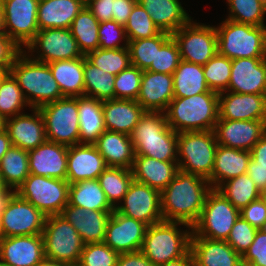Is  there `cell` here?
<instances>
[{"mask_svg":"<svg viewBox=\"0 0 266 266\" xmlns=\"http://www.w3.org/2000/svg\"><path fill=\"white\" fill-rule=\"evenodd\" d=\"M68 205L81 207L85 210L114 211L97 179L70 184Z\"/></svg>","mask_w":266,"mask_h":266,"instance_id":"d590c367","label":"cell"},{"mask_svg":"<svg viewBox=\"0 0 266 266\" xmlns=\"http://www.w3.org/2000/svg\"><path fill=\"white\" fill-rule=\"evenodd\" d=\"M259 198L266 204V185L259 190Z\"/></svg>","mask_w":266,"mask_h":266,"instance_id":"2644e50d","label":"cell"},{"mask_svg":"<svg viewBox=\"0 0 266 266\" xmlns=\"http://www.w3.org/2000/svg\"><path fill=\"white\" fill-rule=\"evenodd\" d=\"M231 66L232 60L218 53L203 65L205 81L211 91L218 94L227 91Z\"/></svg>","mask_w":266,"mask_h":266,"instance_id":"bcb514c9","label":"cell"},{"mask_svg":"<svg viewBox=\"0 0 266 266\" xmlns=\"http://www.w3.org/2000/svg\"><path fill=\"white\" fill-rule=\"evenodd\" d=\"M211 189L207 179L179 170L160 192L163 221L183 222L192 227L198 221Z\"/></svg>","mask_w":266,"mask_h":266,"instance_id":"6da1fadb","label":"cell"},{"mask_svg":"<svg viewBox=\"0 0 266 266\" xmlns=\"http://www.w3.org/2000/svg\"><path fill=\"white\" fill-rule=\"evenodd\" d=\"M0 1L4 12L5 34L20 48L21 44L28 46L39 31L37 22L39 0Z\"/></svg>","mask_w":266,"mask_h":266,"instance_id":"5bb4252c","label":"cell"},{"mask_svg":"<svg viewBox=\"0 0 266 266\" xmlns=\"http://www.w3.org/2000/svg\"><path fill=\"white\" fill-rule=\"evenodd\" d=\"M107 167L94 144L81 143L68 146L66 180L69 184L97 179Z\"/></svg>","mask_w":266,"mask_h":266,"instance_id":"603a6c76","label":"cell"},{"mask_svg":"<svg viewBox=\"0 0 266 266\" xmlns=\"http://www.w3.org/2000/svg\"><path fill=\"white\" fill-rule=\"evenodd\" d=\"M63 97L84 96V56L48 63Z\"/></svg>","mask_w":266,"mask_h":266,"instance_id":"836d02e7","label":"cell"},{"mask_svg":"<svg viewBox=\"0 0 266 266\" xmlns=\"http://www.w3.org/2000/svg\"><path fill=\"white\" fill-rule=\"evenodd\" d=\"M84 96L99 101L115 98V75L107 73L92 64L84 55Z\"/></svg>","mask_w":266,"mask_h":266,"instance_id":"f35d334b","label":"cell"},{"mask_svg":"<svg viewBox=\"0 0 266 266\" xmlns=\"http://www.w3.org/2000/svg\"><path fill=\"white\" fill-rule=\"evenodd\" d=\"M247 174L259 190L266 185V168L258 166L252 159L249 161Z\"/></svg>","mask_w":266,"mask_h":266,"instance_id":"6125c7cd","label":"cell"},{"mask_svg":"<svg viewBox=\"0 0 266 266\" xmlns=\"http://www.w3.org/2000/svg\"><path fill=\"white\" fill-rule=\"evenodd\" d=\"M215 29L218 54L231 60L266 58V26H253L226 19Z\"/></svg>","mask_w":266,"mask_h":266,"instance_id":"5b68a950","label":"cell"},{"mask_svg":"<svg viewBox=\"0 0 266 266\" xmlns=\"http://www.w3.org/2000/svg\"><path fill=\"white\" fill-rule=\"evenodd\" d=\"M26 47L30 52H34V48L38 47V50L40 48L42 53L34 60L47 64L54 61L76 59L84 56L69 28L39 30L34 39Z\"/></svg>","mask_w":266,"mask_h":266,"instance_id":"2e32d148","label":"cell"},{"mask_svg":"<svg viewBox=\"0 0 266 266\" xmlns=\"http://www.w3.org/2000/svg\"><path fill=\"white\" fill-rule=\"evenodd\" d=\"M12 188L7 187L2 193H0V216L2 212L7 207L8 202L11 197L16 193V191L10 190Z\"/></svg>","mask_w":266,"mask_h":266,"instance_id":"003e7915","label":"cell"},{"mask_svg":"<svg viewBox=\"0 0 266 266\" xmlns=\"http://www.w3.org/2000/svg\"><path fill=\"white\" fill-rule=\"evenodd\" d=\"M251 159L257 163L258 166L266 168V133L250 150Z\"/></svg>","mask_w":266,"mask_h":266,"instance_id":"be15d7a7","label":"cell"},{"mask_svg":"<svg viewBox=\"0 0 266 266\" xmlns=\"http://www.w3.org/2000/svg\"><path fill=\"white\" fill-rule=\"evenodd\" d=\"M60 215L77 230L83 242L87 244L104 242L106 227L112 212L85 210L67 204Z\"/></svg>","mask_w":266,"mask_h":266,"instance_id":"484cf974","label":"cell"},{"mask_svg":"<svg viewBox=\"0 0 266 266\" xmlns=\"http://www.w3.org/2000/svg\"><path fill=\"white\" fill-rule=\"evenodd\" d=\"M243 266H266V234L260 229L254 241L242 256Z\"/></svg>","mask_w":266,"mask_h":266,"instance_id":"11a10c76","label":"cell"},{"mask_svg":"<svg viewBox=\"0 0 266 266\" xmlns=\"http://www.w3.org/2000/svg\"><path fill=\"white\" fill-rule=\"evenodd\" d=\"M99 21L85 6L74 18L70 31L83 55L99 49Z\"/></svg>","mask_w":266,"mask_h":266,"instance_id":"74e56055","label":"cell"},{"mask_svg":"<svg viewBox=\"0 0 266 266\" xmlns=\"http://www.w3.org/2000/svg\"><path fill=\"white\" fill-rule=\"evenodd\" d=\"M116 266H157L153 264L147 257L141 252H128L121 253L117 259Z\"/></svg>","mask_w":266,"mask_h":266,"instance_id":"94428289","label":"cell"},{"mask_svg":"<svg viewBox=\"0 0 266 266\" xmlns=\"http://www.w3.org/2000/svg\"><path fill=\"white\" fill-rule=\"evenodd\" d=\"M266 95V58L232 60L231 76L225 92Z\"/></svg>","mask_w":266,"mask_h":266,"instance_id":"ffe728a7","label":"cell"},{"mask_svg":"<svg viewBox=\"0 0 266 266\" xmlns=\"http://www.w3.org/2000/svg\"><path fill=\"white\" fill-rule=\"evenodd\" d=\"M171 36L183 61L205 65L218 53L217 32L210 25L195 24L190 20Z\"/></svg>","mask_w":266,"mask_h":266,"instance_id":"7c38bea8","label":"cell"},{"mask_svg":"<svg viewBox=\"0 0 266 266\" xmlns=\"http://www.w3.org/2000/svg\"><path fill=\"white\" fill-rule=\"evenodd\" d=\"M2 238V226H1V216H0V239Z\"/></svg>","mask_w":266,"mask_h":266,"instance_id":"2a66077c","label":"cell"},{"mask_svg":"<svg viewBox=\"0 0 266 266\" xmlns=\"http://www.w3.org/2000/svg\"><path fill=\"white\" fill-rule=\"evenodd\" d=\"M104 126L107 131L130 135L145 110L136 100L111 99L102 101Z\"/></svg>","mask_w":266,"mask_h":266,"instance_id":"83f0119b","label":"cell"},{"mask_svg":"<svg viewBox=\"0 0 266 266\" xmlns=\"http://www.w3.org/2000/svg\"><path fill=\"white\" fill-rule=\"evenodd\" d=\"M45 122L47 141L80 144L78 97H63L38 108Z\"/></svg>","mask_w":266,"mask_h":266,"instance_id":"9c48e42d","label":"cell"},{"mask_svg":"<svg viewBox=\"0 0 266 266\" xmlns=\"http://www.w3.org/2000/svg\"><path fill=\"white\" fill-rule=\"evenodd\" d=\"M133 180L162 191L179 171L177 161H159L152 157L135 156Z\"/></svg>","mask_w":266,"mask_h":266,"instance_id":"f1b7e54d","label":"cell"},{"mask_svg":"<svg viewBox=\"0 0 266 266\" xmlns=\"http://www.w3.org/2000/svg\"><path fill=\"white\" fill-rule=\"evenodd\" d=\"M68 146L46 141L28 151L31 174L66 180Z\"/></svg>","mask_w":266,"mask_h":266,"instance_id":"44dd1931","label":"cell"},{"mask_svg":"<svg viewBox=\"0 0 266 266\" xmlns=\"http://www.w3.org/2000/svg\"><path fill=\"white\" fill-rule=\"evenodd\" d=\"M122 200L124 205L116 206L115 211L147 226L163 221L157 189L133 180Z\"/></svg>","mask_w":266,"mask_h":266,"instance_id":"9a60e30c","label":"cell"},{"mask_svg":"<svg viewBox=\"0 0 266 266\" xmlns=\"http://www.w3.org/2000/svg\"><path fill=\"white\" fill-rule=\"evenodd\" d=\"M260 230L266 234V222L264 223V225L262 226Z\"/></svg>","mask_w":266,"mask_h":266,"instance_id":"11e5206c","label":"cell"},{"mask_svg":"<svg viewBox=\"0 0 266 266\" xmlns=\"http://www.w3.org/2000/svg\"><path fill=\"white\" fill-rule=\"evenodd\" d=\"M69 266H82L79 263H75V264H70Z\"/></svg>","mask_w":266,"mask_h":266,"instance_id":"b9fcfbb0","label":"cell"},{"mask_svg":"<svg viewBox=\"0 0 266 266\" xmlns=\"http://www.w3.org/2000/svg\"><path fill=\"white\" fill-rule=\"evenodd\" d=\"M147 227L114 210L106 227L104 243L119 254L140 251Z\"/></svg>","mask_w":266,"mask_h":266,"instance_id":"ac0fdd59","label":"cell"},{"mask_svg":"<svg viewBox=\"0 0 266 266\" xmlns=\"http://www.w3.org/2000/svg\"><path fill=\"white\" fill-rule=\"evenodd\" d=\"M239 216L240 211L222 193L212 188L206 196L198 221L192 226L191 237L227 240Z\"/></svg>","mask_w":266,"mask_h":266,"instance_id":"ba28073f","label":"cell"},{"mask_svg":"<svg viewBox=\"0 0 266 266\" xmlns=\"http://www.w3.org/2000/svg\"><path fill=\"white\" fill-rule=\"evenodd\" d=\"M29 105L17 81L9 73L0 85V115L6 120Z\"/></svg>","mask_w":266,"mask_h":266,"instance_id":"f6af8a7d","label":"cell"},{"mask_svg":"<svg viewBox=\"0 0 266 266\" xmlns=\"http://www.w3.org/2000/svg\"><path fill=\"white\" fill-rule=\"evenodd\" d=\"M135 156H147L159 161H178V133L167 124L164 112L145 113L130 134Z\"/></svg>","mask_w":266,"mask_h":266,"instance_id":"7a4b0ae2","label":"cell"},{"mask_svg":"<svg viewBox=\"0 0 266 266\" xmlns=\"http://www.w3.org/2000/svg\"><path fill=\"white\" fill-rule=\"evenodd\" d=\"M86 6L99 22L112 20L114 1L112 0H86Z\"/></svg>","mask_w":266,"mask_h":266,"instance_id":"680465c9","label":"cell"},{"mask_svg":"<svg viewBox=\"0 0 266 266\" xmlns=\"http://www.w3.org/2000/svg\"><path fill=\"white\" fill-rule=\"evenodd\" d=\"M34 114H18L5 120V130L12 146L31 150L47 141L45 122L38 108Z\"/></svg>","mask_w":266,"mask_h":266,"instance_id":"7402d4cb","label":"cell"},{"mask_svg":"<svg viewBox=\"0 0 266 266\" xmlns=\"http://www.w3.org/2000/svg\"><path fill=\"white\" fill-rule=\"evenodd\" d=\"M86 0H39L37 22L39 30L70 28Z\"/></svg>","mask_w":266,"mask_h":266,"instance_id":"1f68e13d","label":"cell"},{"mask_svg":"<svg viewBox=\"0 0 266 266\" xmlns=\"http://www.w3.org/2000/svg\"><path fill=\"white\" fill-rule=\"evenodd\" d=\"M124 27L128 41L151 38L161 32L138 2L132 8L128 22Z\"/></svg>","mask_w":266,"mask_h":266,"instance_id":"c3c4849f","label":"cell"},{"mask_svg":"<svg viewBox=\"0 0 266 266\" xmlns=\"http://www.w3.org/2000/svg\"><path fill=\"white\" fill-rule=\"evenodd\" d=\"M158 266H194L193 255L191 250H189L183 257L162 263Z\"/></svg>","mask_w":266,"mask_h":266,"instance_id":"e7e4bbea","label":"cell"},{"mask_svg":"<svg viewBox=\"0 0 266 266\" xmlns=\"http://www.w3.org/2000/svg\"><path fill=\"white\" fill-rule=\"evenodd\" d=\"M213 131L218 145L250 151L266 133V120L218 119Z\"/></svg>","mask_w":266,"mask_h":266,"instance_id":"e0dca14e","label":"cell"},{"mask_svg":"<svg viewBox=\"0 0 266 266\" xmlns=\"http://www.w3.org/2000/svg\"><path fill=\"white\" fill-rule=\"evenodd\" d=\"M29 174L28 151L11 146L0 161V175L4 184L16 191Z\"/></svg>","mask_w":266,"mask_h":266,"instance_id":"ab89813d","label":"cell"},{"mask_svg":"<svg viewBox=\"0 0 266 266\" xmlns=\"http://www.w3.org/2000/svg\"><path fill=\"white\" fill-rule=\"evenodd\" d=\"M194 266H243L242 256L226 240L191 237Z\"/></svg>","mask_w":266,"mask_h":266,"instance_id":"4316f807","label":"cell"},{"mask_svg":"<svg viewBox=\"0 0 266 266\" xmlns=\"http://www.w3.org/2000/svg\"><path fill=\"white\" fill-rule=\"evenodd\" d=\"M12 146L11 140L8 136V133L5 129L0 132V161L2 157L7 153V151Z\"/></svg>","mask_w":266,"mask_h":266,"instance_id":"03108f58","label":"cell"},{"mask_svg":"<svg viewBox=\"0 0 266 266\" xmlns=\"http://www.w3.org/2000/svg\"><path fill=\"white\" fill-rule=\"evenodd\" d=\"M119 253L104 242L87 243L81 252L79 264L82 266H116Z\"/></svg>","mask_w":266,"mask_h":266,"instance_id":"f907efd6","label":"cell"},{"mask_svg":"<svg viewBox=\"0 0 266 266\" xmlns=\"http://www.w3.org/2000/svg\"><path fill=\"white\" fill-rule=\"evenodd\" d=\"M218 109L219 119L266 120V95L221 92Z\"/></svg>","mask_w":266,"mask_h":266,"instance_id":"d4e9b609","label":"cell"},{"mask_svg":"<svg viewBox=\"0 0 266 266\" xmlns=\"http://www.w3.org/2000/svg\"><path fill=\"white\" fill-rule=\"evenodd\" d=\"M230 14L228 20L253 26H266V6L259 0H227Z\"/></svg>","mask_w":266,"mask_h":266,"instance_id":"7dc6e473","label":"cell"},{"mask_svg":"<svg viewBox=\"0 0 266 266\" xmlns=\"http://www.w3.org/2000/svg\"><path fill=\"white\" fill-rule=\"evenodd\" d=\"M99 48L101 49H120L121 39H128L125 32V27L118 24L114 20L104 21L99 23Z\"/></svg>","mask_w":266,"mask_h":266,"instance_id":"db71d44e","label":"cell"},{"mask_svg":"<svg viewBox=\"0 0 266 266\" xmlns=\"http://www.w3.org/2000/svg\"><path fill=\"white\" fill-rule=\"evenodd\" d=\"M69 186L67 180L30 173L16 193L48 217L62 213L68 204Z\"/></svg>","mask_w":266,"mask_h":266,"instance_id":"30bf717a","label":"cell"},{"mask_svg":"<svg viewBox=\"0 0 266 266\" xmlns=\"http://www.w3.org/2000/svg\"><path fill=\"white\" fill-rule=\"evenodd\" d=\"M219 94L200 93L191 97H174L165 111L167 124L175 132L214 130L219 119Z\"/></svg>","mask_w":266,"mask_h":266,"instance_id":"3957f363","label":"cell"},{"mask_svg":"<svg viewBox=\"0 0 266 266\" xmlns=\"http://www.w3.org/2000/svg\"><path fill=\"white\" fill-rule=\"evenodd\" d=\"M45 258L42 234L0 239L2 266H38Z\"/></svg>","mask_w":266,"mask_h":266,"instance_id":"d6986e66","label":"cell"},{"mask_svg":"<svg viewBox=\"0 0 266 266\" xmlns=\"http://www.w3.org/2000/svg\"><path fill=\"white\" fill-rule=\"evenodd\" d=\"M45 257L66 264L79 263L85 243L60 214L48 216L43 229Z\"/></svg>","mask_w":266,"mask_h":266,"instance_id":"8fae6325","label":"cell"},{"mask_svg":"<svg viewBox=\"0 0 266 266\" xmlns=\"http://www.w3.org/2000/svg\"><path fill=\"white\" fill-rule=\"evenodd\" d=\"M21 51L15 58L9 73L17 81L31 108L63 98L59 85L45 62L30 59ZM26 54V55H25ZM27 93H25V92Z\"/></svg>","mask_w":266,"mask_h":266,"instance_id":"277c9868","label":"cell"},{"mask_svg":"<svg viewBox=\"0 0 266 266\" xmlns=\"http://www.w3.org/2000/svg\"><path fill=\"white\" fill-rule=\"evenodd\" d=\"M160 31L172 34L190 20L179 0H137Z\"/></svg>","mask_w":266,"mask_h":266,"instance_id":"d6a6232c","label":"cell"},{"mask_svg":"<svg viewBox=\"0 0 266 266\" xmlns=\"http://www.w3.org/2000/svg\"><path fill=\"white\" fill-rule=\"evenodd\" d=\"M110 205L115 209L117 201L123 199L133 181L131 169L107 167L97 178ZM116 201V202H115Z\"/></svg>","mask_w":266,"mask_h":266,"instance_id":"b9f144b4","label":"cell"},{"mask_svg":"<svg viewBox=\"0 0 266 266\" xmlns=\"http://www.w3.org/2000/svg\"><path fill=\"white\" fill-rule=\"evenodd\" d=\"M259 1L266 6V0H259Z\"/></svg>","mask_w":266,"mask_h":266,"instance_id":"09005b40","label":"cell"},{"mask_svg":"<svg viewBox=\"0 0 266 266\" xmlns=\"http://www.w3.org/2000/svg\"><path fill=\"white\" fill-rule=\"evenodd\" d=\"M250 159V151L218 145L212 174L208 179L211 188L217 189L225 181L247 173Z\"/></svg>","mask_w":266,"mask_h":266,"instance_id":"4dcf8cb0","label":"cell"},{"mask_svg":"<svg viewBox=\"0 0 266 266\" xmlns=\"http://www.w3.org/2000/svg\"><path fill=\"white\" fill-rule=\"evenodd\" d=\"M218 147L213 130L180 132L177 140L179 170L209 179Z\"/></svg>","mask_w":266,"mask_h":266,"instance_id":"52a82bcc","label":"cell"},{"mask_svg":"<svg viewBox=\"0 0 266 266\" xmlns=\"http://www.w3.org/2000/svg\"><path fill=\"white\" fill-rule=\"evenodd\" d=\"M86 58L103 71L117 75L131 65L128 43L120 49H97L89 52Z\"/></svg>","mask_w":266,"mask_h":266,"instance_id":"ee69618b","label":"cell"},{"mask_svg":"<svg viewBox=\"0 0 266 266\" xmlns=\"http://www.w3.org/2000/svg\"><path fill=\"white\" fill-rule=\"evenodd\" d=\"M9 74V70H0V85L3 79Z\"/></svg>","mask_w":266,"mask_h":266,"instance_id":"8c879c8a","label":"cell"},{"mask_svg":"<svg viewBox=\"0 0 266 266\" xmlns=\"http://www.w3.org/2000/svg\"><path fill=\"white\" fill-rule=\"evenodd\" d=\"M181 61L178 46L171 36L160 48H156L155 61L147 69L172 75Z\"/></svg>","mask_w":266,"mask_h":266,"instance_id":"816d5d0a","label":"cell"},{"mask_svg":"<svg viewBox=\"0 0 266 266\" xmlns=\"http://www.w3.org/2000/svg\"><path fill=\"white\" fill-rule=\"evenodd\" d=\"M0 34H5V20L2 2L0 1Z\"/></svg>","mask_w":266,"mask_h":266,"instance_id":"89a4df30","label":"cell"},{"mask_svg":"<svg viewBox=\"0 0 266 266\" xmlns=\"http://www.w3.org/2000/svg\"><path fill=\"white\" fill-rule=\"evenodd\" d=\"M170 37L171 34L161 31L151 38L128 41L131 65L147 70L152 61H155L156 48H160Z\"/></svg>","mask_w":266,"mask_h":266,"instance_id":"7bdbcfd3","label":"cell"},{"mask_svg":"<svg viewBox=\"0 0 266 266\" xmlns=\"http://www.w3.org/2000/svg\"><path fill=\"white\" fill-rule=\"evenodd\" d=\"M93 144L108 167L132 169L135 150L130 135L105 130Z\"/></svg>","mask_w":266,"mask_h":266,"instance_id":"f546056e","label":"cell"},{"mask_svg":"<svg viewBox=\"0 0 266 266\" xmlns=\"http://www.w3.org/2000/svg\"><path fill=\"white\" fill-rule=\"evenodd\" d=\"M5 128V119L0 115V132Z\"/></svg>","mask_w":266,"mask_h":266,"instance_id":"34e18365","label":"cell"},{"mask_svg":"<svg viewBox=\"0 0 266 266\" xmlns=\"http://www.w3.org/2000/svg\"><path fill=\"white\" fill-rule=\"evenodd\" d=\"M137 3V0H115L112 13V20L118 24L125 26L128 22L132 8Z\"/></svg>","mask_w":266,"mask_h":266,"instance_id":"91938a15","label":"cell"},{"mask_svg":"<svg viewBox=\"0 0 266 266\" xmlns=\"http://www.w3.org/2000/svg\"><path fill=\"white\" fill-rule=\"evenodd\" d=\"M47 216L15 193L1 215L2 237L43 234Z\"/></svg>","mask_w":266,"mask_h":266,"instance_id":"4fadbf2b","label":"cell"},{"mask_svg":"<svg viewBox=\"0 0 266 266\" xmlns=\"http://www.w3.org/2000/svg\"><path fill=\"white\" fill-rule=\"evenodd\" d=\"M38 266H69V264L59 262V261L45 257L43 259V261Z\"/></svg>","mask_w":266,"mask_h":266,"instance_id":"a7ac6f4b","label":"cell"},{"mask_svg":"<svg viewBox=\"0 0 266 266\" xmlns=\"http://www.w3.org/2000/svg\"><path fill=\"white\" fill-rule=\"evenodd\" d=\"M172 75L174 97L184 98L214 92L209 89L205 81L203 65L181 60Z\"/></svg>","mask_w":266,"mask_h":266,"instance_id":"8d00e7d4","label":"cell"},{"mask_svg":"<svg viewBox=\"0 0 266 266\" xmlns=\"http://www.w3.org/2000/svg\"><path fill=\"white\" fill-rule=\"evenodd\" d=\"M258 229L250 225L241 216L235 221L226 242L241 256L249 249Z\"/></svg>","mask_w":266,"mask_h":266,"instance_id":"f5cc1de1","label":"cell"},{"mask_svg":"<svg viewBox=\"0 0 266 266\" xmlns=\"http://www.w3.org/2000/svg\"><path fill=\"white\" fill-rule=\"evenodd\" d=\"M80 143L93 144L106 130L102 111V101L82 96L78 97Z\"/></svg>","mask_w":266,"mask_h":266,"instance_id":"e575fe53","label":"cell"},{"mask_svg":"<svg viewBox=\"0 0 266 266\" xmlns=\"http://www.w3.org/2000/svg\"><path fill=\"white\" fill-rule=\"evenodd\" d=\"M22 50L6 34H0V70H10Z\"/></svg>","mask_w":266,"mask_h":266,"instance_id":"6f0895ef","label":"cell"},{"mask_svg":"<svg viewBox=\"0 0 266 266\" xmlns=\"http://www.w3.org/2000/svg\"><path fill=\"white\" fill-rule=\"evenodd\" d=\"M192 227L183 222L161 221L147 227L141 252L155 265L183 257L190 250L192 231H179L177 225Z\"/></svg>","mask_w":266,"mask_h":266,"instance_id":"8992f818","label":"cell"},{"mask_svg":"<svg viewBox=\"0 0 266 266\" xmlns=\"http://www.w3.org/2000/svg\"><path fill=\"white\" fill-rule=\"evenodd\" d=\"M240 216L256 229H261L266 222V204L258 198L240 211Z\"/></svg>","mask_w":266,"mask_h":266,"instance_id":"9f6ffc18","label":"cell"},{"mask_svg":"<svg viewBox=\"0 0 266 266\" xmlns=\"http://www.w3.org/2000/svg\"><path fill=\"white\" fill-rule=\"evenodd\" d=\"M173 98V75L143 71L136 101L145 111L164 112Z\"/></svg>","mask_w":266,"mask_h":266,"instance_id":"cb8c5ba5","label":"cell"},{"mask_svg":"<svg viewBox=\"0 0 266 266\" xmlns=\"http://www.w3.org/2000/svg\"><path fill=\"white\" fill-rule=\"evenodd\" d=\"M142 74L143 70L133 65L117 74L114 81L115 98L137 100Z\"/></svg>","mask_w":266,"mask_h":266,"instance_id":"681fc988","label":"cell"},{"mask_svg":"<svg viewBox=\"0 0 266 266\" xmlns=\"http://www.w3.org/2000/svg\"><path fill=\"white\" fill-rule=\"evenodd\" d=\"M6 188L7 186L4 184L2 176L0 175V193H2Z\"/></svg>","mask_w":266,"mask_h":266,"instance_id":"753ad0ef","label":"cell"},{"mask_svg":"<svg viewBox=\"0 0 266 266\" xmlns=\"http://www.w3.org/2000/svg\"><path fill=\"white\" fill-rule=\"evenodd\" d=\"M222 183L217 190L239 211L259 198V189L247 173Z\"/></svg>","mask_w":266,"mask_h":266,"instance_id":"60d3db41","label":"cell"}]
</instances>
